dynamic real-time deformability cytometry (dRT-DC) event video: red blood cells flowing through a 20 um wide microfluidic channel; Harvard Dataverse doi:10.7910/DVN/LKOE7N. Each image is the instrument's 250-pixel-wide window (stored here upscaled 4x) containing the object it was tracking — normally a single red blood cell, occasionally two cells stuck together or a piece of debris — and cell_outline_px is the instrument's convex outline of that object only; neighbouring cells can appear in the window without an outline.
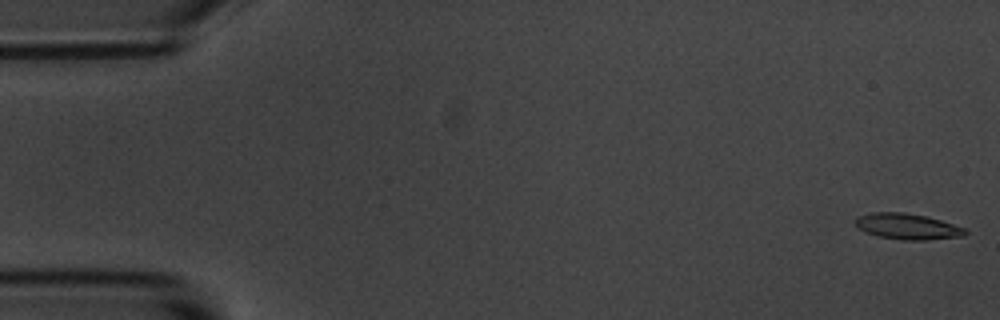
{"species": "common noctule bat (a hibernating species)", "species_latin": "Nyctalus noctula", "temperature_condition": "room temperature", "stored_images_in_passage": 55, "camera_frame_rate_fps": 3000, "um_per_image_px": 0.085, "animal": {"sex": "male", "body_mass_g": 20.1, "forearm_length_mm": 53.5}, "frame": {"image": 1, "passage_image": 1, "time_ms": 0.0, "image_size_px": [1000, 320], "cell_outline_px": [[968, 232], [964, 236], [924, 240], [900, 240], [880, 236], [864, 232], [856, 228], [856, 220], [860, 216], [872, 212], [904, 212], [928, 216], [964, 228]], "centroid_in_image_um": [77.12, 19.25], "position_along_channel_um": 7.9, "area_um2": 16.53}}
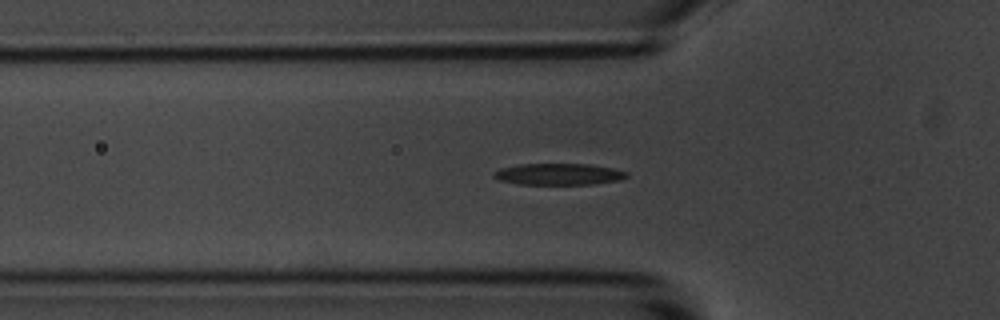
{"frame": {"image": 2, "passage_image": 18, "time_ms": 5.667, "image_size_px": [1000, 320], "cell_outline_px": [[628, 176], [616, 180], [592, 184], [520, 184], [500, 180], [492, 176], [492, 172], [500, 168], [520, 164], [588, 164], [612, 168], [628, 172]], "centroid_in_image_um": [47.44, 14.8], "position_along_channel_um": 78.4, "area_um2": 16.47}}
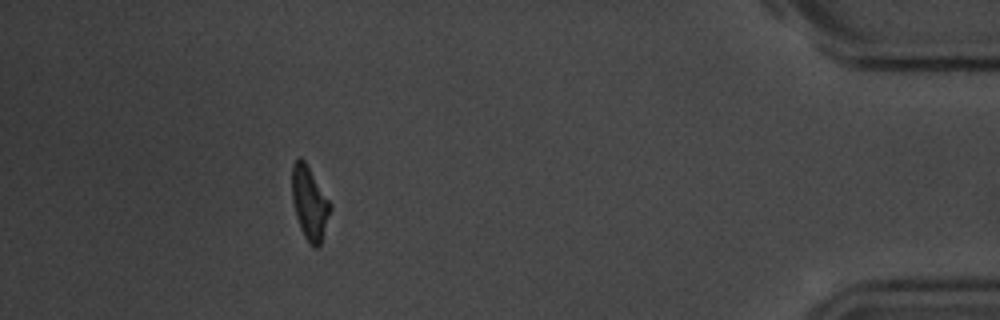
{"frame": {"image": 3, "passage_image": 50, "time_ms": 16.333, "image_size_px": [1000, 320], "cell_outline_px": [[332, 208], [320, 244], [316, 248], [312, 248], [308, 244], [300, 228], [296, 216], [292, 200], [292, 164], [296, 156], [300, 156], [304, 160], [332, 204]], "centroid_in_image_um": [26.3, 17.25], "position_along_channel_um": 408.9, "area_um2": 16.53}, "authors_computed_cell_mechanics": {"area_um2": 16.762, "velocity_mm_per_s": 3.6108, "shape_relaxation_time_tau1_ms": 2.3766, "shape_relaxation_time_tau2_ms": 5.0412, "deformation_change_tau1": 0.1365, "deformation_change_tau2": 0.1516}}